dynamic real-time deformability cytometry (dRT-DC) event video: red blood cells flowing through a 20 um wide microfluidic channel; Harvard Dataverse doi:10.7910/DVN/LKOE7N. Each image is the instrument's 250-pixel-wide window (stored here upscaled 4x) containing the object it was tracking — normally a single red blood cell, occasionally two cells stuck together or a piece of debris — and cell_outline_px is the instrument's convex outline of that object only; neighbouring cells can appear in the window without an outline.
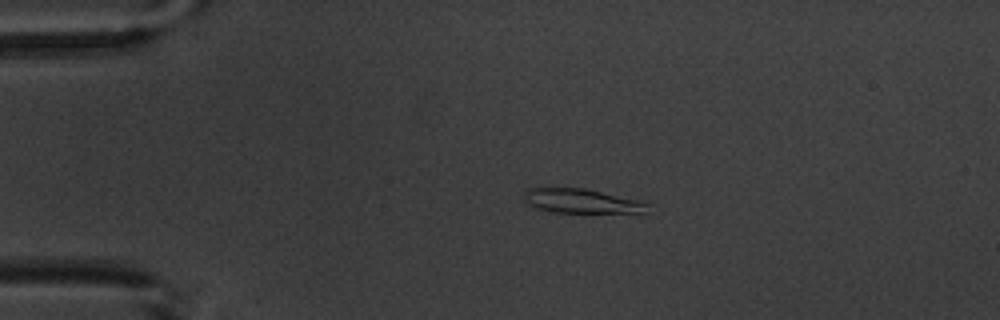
{"species": "common noctule bat (a hibernating species)", "species_latin": "Nyctalus noctula", "temperature_condition": "warm", "stored_images_in_passage": 6, "camera_frame_rate_fps": 3000, "um_per_image_px": 0.085, "animal": {"sex": "male", "body_mass_g": 20.1, "forearm_length_mm": 53.5}, "frame": {"image": 1, "passage_image": 4, "time_ms": 3.667, "image_size_px": [1000, 320], "cell_outline_px": [[648, 216], [552, 212], [536, 208], [528, 204], [524, 196], [524, 192], [528, 188], [584, 188], [636, 200], [648, 204]], "centroid_in_image_um": [49.59, 17.16], "position_along_channel_um": 35.4, "area_um2": 18.44}}